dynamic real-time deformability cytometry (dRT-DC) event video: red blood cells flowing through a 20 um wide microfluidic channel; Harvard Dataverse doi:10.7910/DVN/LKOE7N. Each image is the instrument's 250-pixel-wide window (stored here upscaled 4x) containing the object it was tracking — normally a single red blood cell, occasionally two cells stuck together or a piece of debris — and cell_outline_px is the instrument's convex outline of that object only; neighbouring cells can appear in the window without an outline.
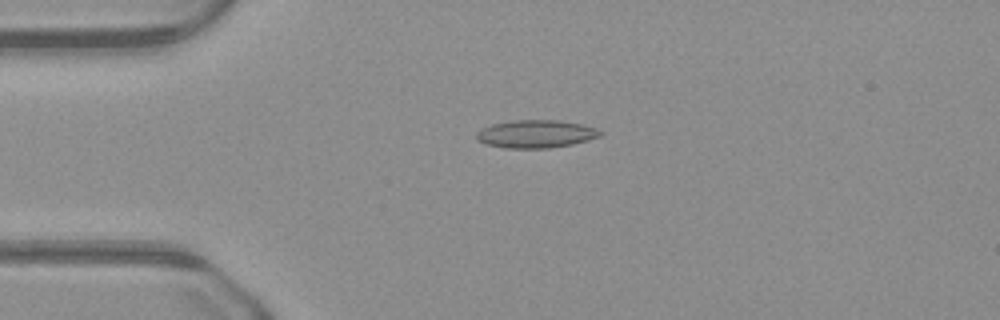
{"species": "common noctule bat (a hibernating species)", "species_latin": "Nyctalus noctula", "temperature_condition": "warm", "stored_images_in_passage": 50, "camera_frame_rate_fps": 3000, "um_per_image_px": 0.085, "animal": {"sex": "male", "body_mass_g": 23.1, "forearm_length_mm": 52.7}, "frame": {"image": 1, "passage_image": 12, "time_ms": 3.667, "image_size_px": [1000, 320], "cell_outline_px": [[604, 132], [600, 136], [588, 140], [572, 144], [548, 148], [504, 148], [484, 144], [476, 140], [476, 132], [492, 124], [512, 120], [556, 120], [580, 124], [596, 128]], "centroid_in_image_um": [45.53, 11.39], "position_along_channel_um": 39.5, "area_um2": 20.11}}
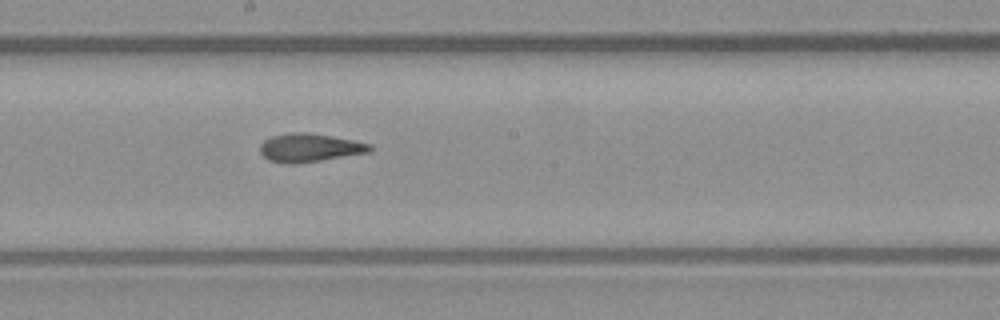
{"frame": {"image": 2, "passage_image": 27, "time_ms": 8.667, "image_size_px": [1000, 320], "cell_outline_px": [[372, 152], [296, 164], [288, 164], [268, 160], [260, 152], [260, 144], [264, 140], [272, 136], [292, 132], [308, 132], [356, 140], [372, 144]], "centroid_in_image_um": [26.35, 12.55], "position_along_channel_um": 221.9, "area_um2": 18.38}}
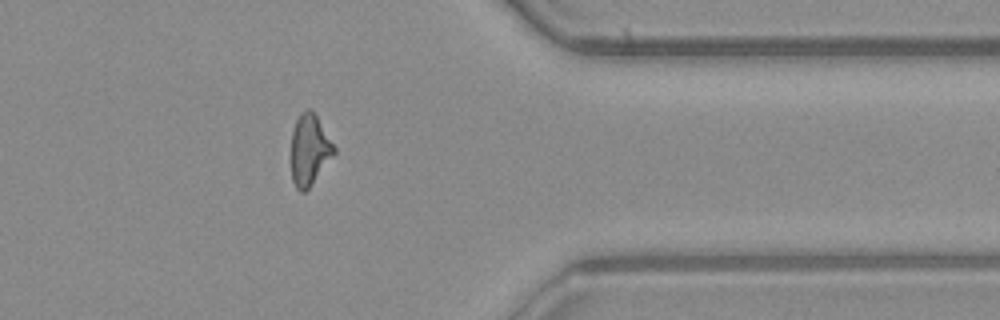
{"frame": {"image": 3, "passage_image": 40, "time_ms": 13.0, "image_size_px": [1000, 320], "cell_outline_px": [[336, 152], [308, 188], [304, 192], [300, 192], [296, 188], [292, 180], [292, 132], [296, 120], [300, 112], [308, 108], [316, 112], [336, 148]], "centroid_in_image_um": [26.32, 12.68], "position_along_channel_um": 385.1, "area_um2": 17.74}}